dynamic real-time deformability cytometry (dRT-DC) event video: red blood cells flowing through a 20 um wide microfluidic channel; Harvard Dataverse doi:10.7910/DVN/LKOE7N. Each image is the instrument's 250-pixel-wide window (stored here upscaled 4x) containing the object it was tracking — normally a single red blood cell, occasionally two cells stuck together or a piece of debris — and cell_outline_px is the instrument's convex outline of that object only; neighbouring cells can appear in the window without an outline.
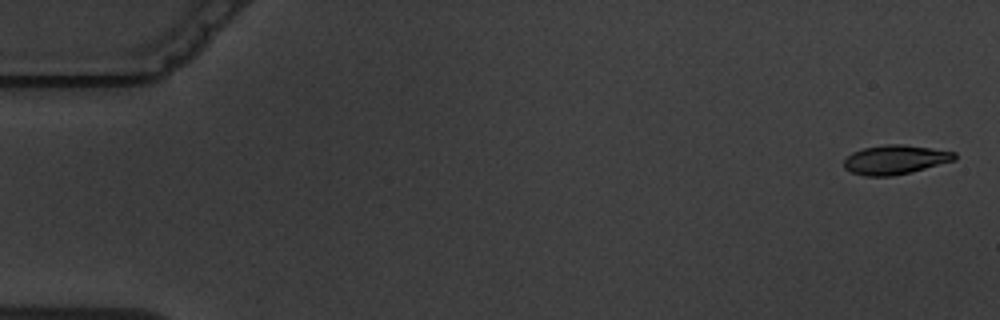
{"species": "common noctule bat (a hibernating species)", "species_latin": "Nyctalus noctula", "temperature_condition": "warm", "stored_images_in_passage": 4, "camera_frame_rate_fps": 3000, "um_per_image_px": 0.085, "animal": {"sex": "male", "body_mass_g": 19.5, "forearm_length_mm": 54.6}, "frame": {"image": 1, "passage_image": 1, "time_ms": 0.0, "image_size_px": [1000, 320], "cell_outline_px": [[956, 160], [912, 172], [892, 176], [864, 176], [852, 172], [844, 168], [844, 160], [852, 152], [864, 148], [884, 144], [904, 144], [956, 152]], "centroid_in_image_um": [76.1, 13.57], "position_along_channel_um": 8.9, "area_um2": 18.9}}
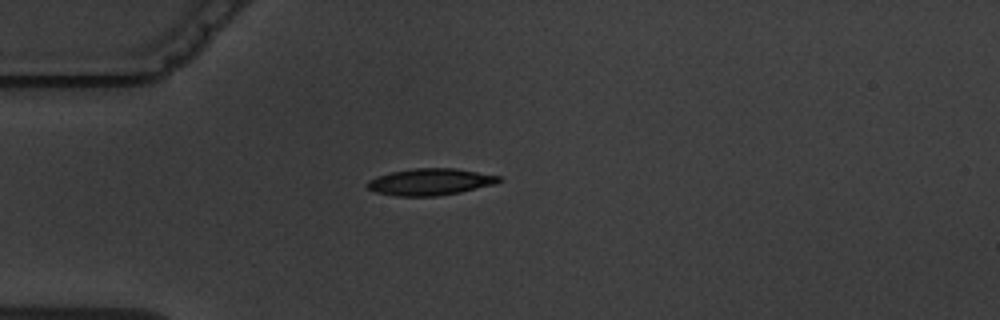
{"frame": {"image": 2, "passage_image": 4, "time_ms": 4.667, "image_size_px": [1000, 320], "cell_outline_px": [[500, 180], [496, 184], [460, 192], [436, 196], [396, 196], [376, 192], [368, 188], [368, 180], [376, 176], [392, 172], [416, 168], [456, 168], [500, 176]], "centroid_in_image_um": [36.57, 15.46], "position_along_channel_um": 48.4, "area_um2": 20.35}}